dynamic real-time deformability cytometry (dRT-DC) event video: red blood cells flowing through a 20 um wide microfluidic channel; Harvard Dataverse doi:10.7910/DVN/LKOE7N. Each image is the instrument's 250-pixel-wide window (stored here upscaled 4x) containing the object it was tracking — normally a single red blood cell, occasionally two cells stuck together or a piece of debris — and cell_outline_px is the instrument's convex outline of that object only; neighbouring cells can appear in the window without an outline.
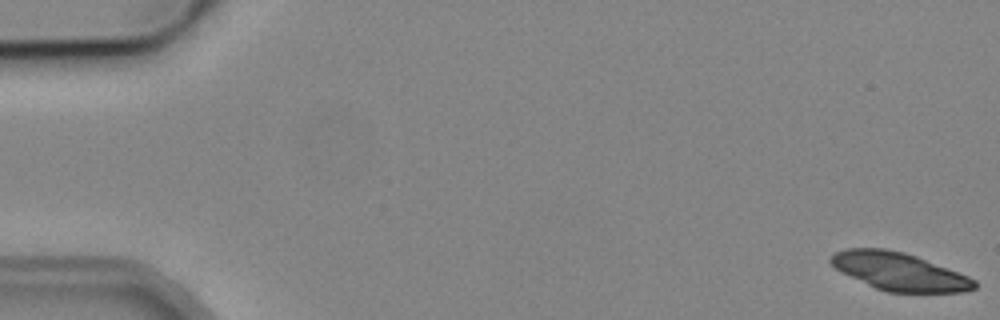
{"species": "common noctule bat (a hibernating species)", "species_latin": "Nyctalus noctula", "temperature_condition": "cold", "stored_images_in_passage": 5, "camera_frame_rate_fps": 3000, "um_per_image_px": 0.085, "animal": {"sex": "male", "body_mass_g": 19.2, "forearm_length_mm": 51.8}, "frame": {"image": 1, "passage_image": 1, "time_ms": 0.0, "image_size_px": [1000, 320], "cell_outline_px": [[976, 288], [964, 292], [888, 292], [876, 288], [840, 272], [828, 260], [836, 252], [848, 248], [884, 248], [904, 252], [916, 256], [968, 276], [976, 280]], "centroid_in_image_um": [76.43, 23.08], "position_along_channel_um": 8.6, "area_um2": 31.39}}